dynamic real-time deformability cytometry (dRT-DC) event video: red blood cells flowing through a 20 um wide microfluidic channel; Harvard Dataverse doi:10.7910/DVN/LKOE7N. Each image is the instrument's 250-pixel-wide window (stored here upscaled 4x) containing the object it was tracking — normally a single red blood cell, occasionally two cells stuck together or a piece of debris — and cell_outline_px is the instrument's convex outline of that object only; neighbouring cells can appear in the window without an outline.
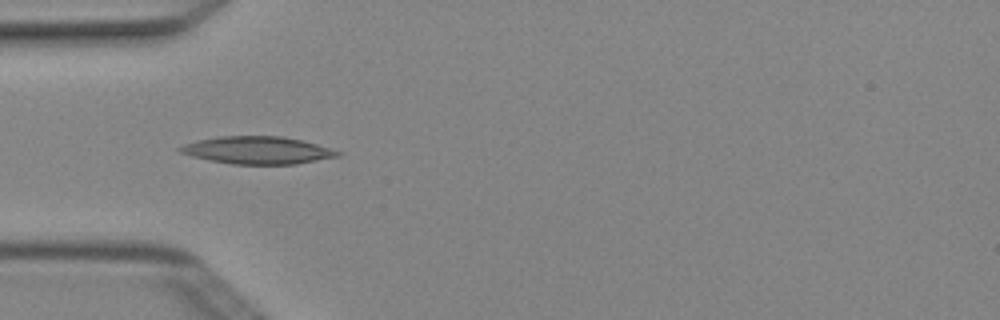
{"species": "Egyptian fruit bat (a non-hibernating species)", "species_latin": "Rousettus aegyptiacus", "temperature_condition": "cold", "stored_images_in_passage": 4, "camera_frame_rate_fps": 3000, "um_per_image_px": 0.085, "animal": {"sex": "female"}, "frame": {"image": 1, "passage_image": 2, "time_ms": 0.333, "image_size_px": [1000, 320], "cell_outline_px": [[344, 152], [340, 156], [296, 164], [232, 164], [208, 160], [192, 156], [180, 152], [176, 148], [184, 144], [196, 140], [220, 136], [280, 136], [300, 140], [316, 144]], "centroid_in_image_um": [21.88, 12.77], "position_along_channel_um": 63.1, "area_um2": 25.26}}
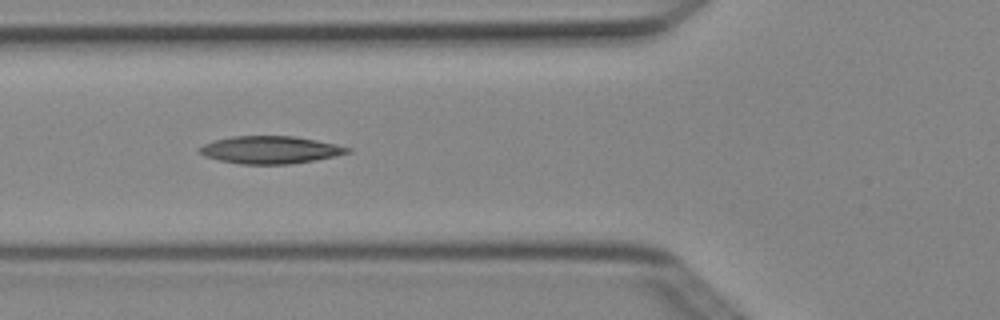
{"frame": {"image": 2, "passage_image": 3, "time_ms": 0.667, "image_size_px": [1000, 320], "cell_outline_px": [[352, 152], [336, 156], [288, 164], [240, 164], [220, 160], [204, 156], [196, 152], [196, 148], [204, 144], [216, 140], [232, 136], [296, 136], [336, 144], [352, 148]], "centroid_in_image_um": [22.95, 12.73], "position_along_channel_um": 102.8, "area_um2": 23.81}}
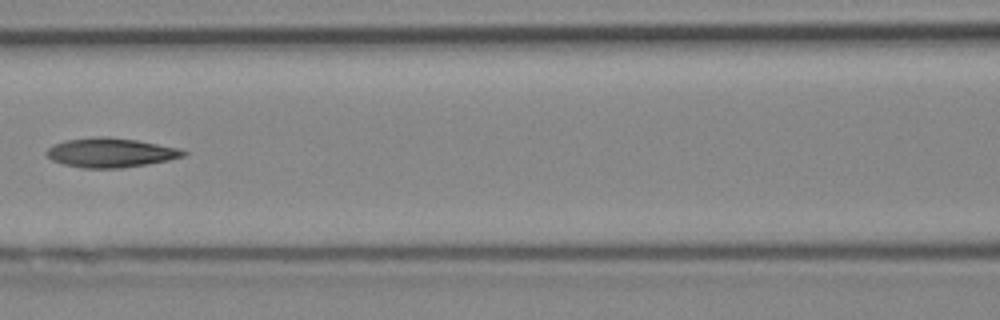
{"frame": {"image": 3, "passage_image": 4, "time_ms": 1.0, "image_size_px": [1000, 320], "cell_outline_px": [[188, 152], [184, 156], [168, 160], [148, 164], [120, 168], [84, 168], [64, 164], [52, 160], [44, 152], [48, 148], [64, 140], [96, 136], [108, 136], [136, 140], [180, 148]], "centroid_in_image_um": [9.41, 12.97], "position_along_channel_um": 157.2, "area_um2": 23.41}}